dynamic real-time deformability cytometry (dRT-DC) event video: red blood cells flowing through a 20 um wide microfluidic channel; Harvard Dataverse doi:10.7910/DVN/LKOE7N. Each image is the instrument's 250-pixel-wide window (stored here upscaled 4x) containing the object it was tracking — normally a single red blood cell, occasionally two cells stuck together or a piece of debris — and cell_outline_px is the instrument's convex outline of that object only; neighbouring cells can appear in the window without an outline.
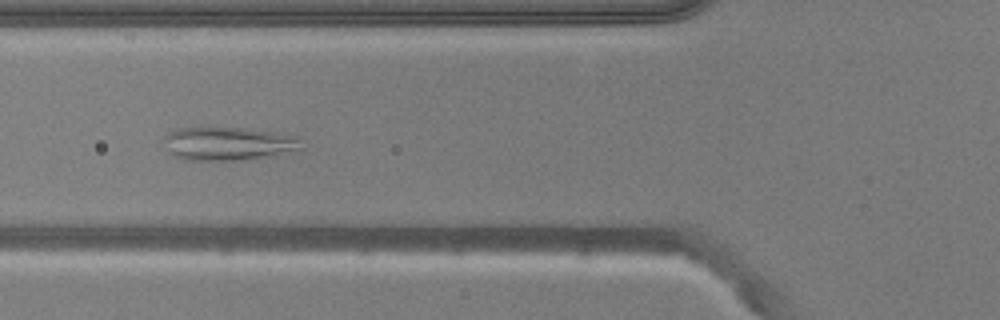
{"species": "common noctule bat (a hibernating species)", "species_latin": "Nyctalus noctula", "temperature_condition": "warm", "stored_images_in_passage": 47, "segment_of_instrument_passage": [1, 2], "camera_frame_rate_fps": 3000, "um_per_image_px": 0.085, "animal": {"sex": "male", "body_mass_g": 20.5, "forearm_length_mm": 52.5}, "frame": {"image": 1, "passage_image": 13, "time_ms": 4.0, "image_size_px": [1000, 320], "cell_outline_px": [[304, 148], [276, 156], [244, 160], [184, 160], [168, 152], [160, 140], [164, 136], [180, 128], [248, 128], [296, 136]], "centroid_in_image_um": [19.39, 12.23], "position_along_channel_um": 106.4, "area_um2": 26.99}}
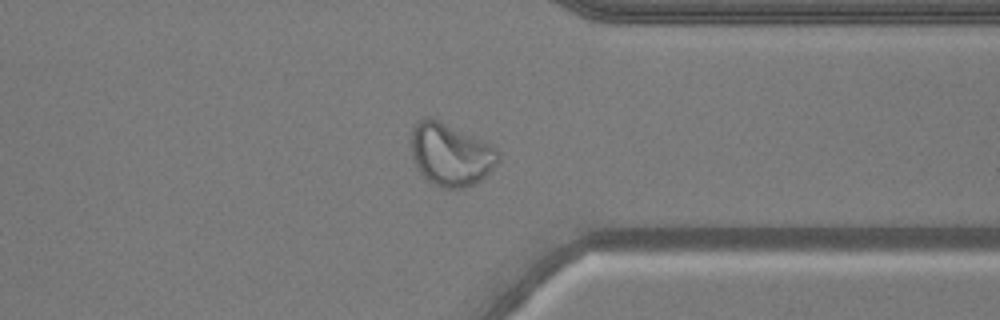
{"frame": {"image": 2, "passage_image": 34, "time_ms": 11.0, "image_size_px": [1000, 320], "cell_outline_px": [[500, 160], [480, 180], [464, 188], [444, 188], [428, 180], [420, 172], [412, 156], [412, 128], [416, 120], [424, 116], [428, 116], [488, 144], [496, 148], [500, 152]], "centroid_in_image_um": [38.28, 13.13], "position_along_channel_um": 373.1, "area_um2": 31.04}}
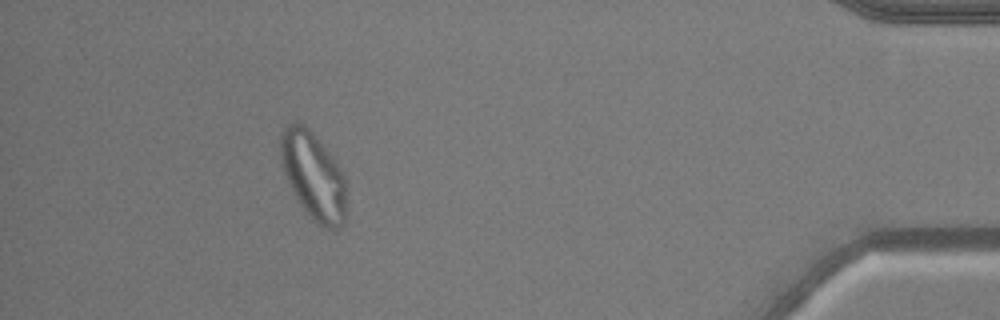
{"frame": {"image": 3, "passage_image": 41, "time_ms": 13.333, "image_size_px": [1000, 320], "cell_outline_px": [[344, 224], [336, 232], [324, 228], [316, 224], [300, 204], [292, 192], [284, 172], [280, 160], [280, 136], [284, 128], [288, 124], [304, 124], [308, 128], [336, 160], [344, 176]], "centroid_in_image_um": [26.62, 14.98], "position_along_channel_um": 408.6, "area_um2": 33.41}}